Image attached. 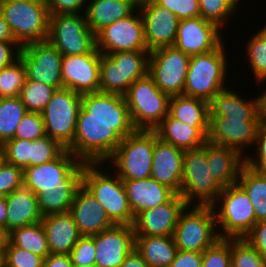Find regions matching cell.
I'll return each mask as SVG.
<instances>
[{"label":"cell","instance_id":"cell-1","mask_svg":"<svg viewBox=\"0 0 266 267\" xmlns=\"http://www.w3.org/2000/svg\"><path fill=\"white\" fill-rule=\"evenodd\" d=\"M84 163L66 149L53 161L23 170V185L37 195L42 216L69 212Z\"/></svg>","mask_w":266,"mask_h":267},{"label":"cell","instance_id":"cell-2","mask_svg":"<svg viewBox=\"0 0 266 267\" xmlns=\"http://www.w3.org/2000/svg\"><path fill=\"white\" fill-rule=\"evenodd\" d=\"M135 130L132 121L85 120V110L81 107L68 150L82 162L105 163L122 139Z\"/></svg>","mask_w":266,"mask_h":267},{"label":"cell","instance_id":"cell-3","mask_svg":"<svg viewBox=\"0 0 266 267\" xmlns=\"http://www.w3.org/2000/svg\"><path fill=\"white\" fill-rule=\"evenodd\" d=\"M102 164L84 163L82 184L98 200L115 225H133L135 216L122 180L116 173L112 176V173L102 171Z\"/></svg>","mask_w":266,"mask_h":267},{"label":"cell","instance_id":"cell-4","mask_svg":"<svg viewBox=\"0 0 266 267\" xmlns=\"http://www.w3.org/2000/svg\"><path fill=\"white\" fill-rule=\"evenodd\" d=\"M0 11L21 47L47 40L50 14L46 0H0Z\"/></svg>","mask_w":266,"mask_h":267},{"label":"cell","instance_id":"cell-5","mask_svg":"<svg viewBox=\"0 0 266 267\" xmlns=\"http://www.w3.org/2000/svg\"><path fill=\"white\" fill-rule=\"evenodd\" d=\"M223 44L211 52L190 56L183 95L209 102L227 88L224 83L228 74V59Z\"/></svg>","mask_w":266,"mask_h":267},{"label":"cell","instance_id":"cell-6","mask_svg":"<svg viewBox=\"0 0 266 267\" xmlns=\"http://www.w3.org/2000/svg\"><path fill=\"white\" fill-rule=\"evenodd\" d=\"M154 146V130H135L122 139L107 160L121 180L146 179L151 175Z\"/></svg>","mask_w":266,"mask_h":267},{"label":"cell","instance_id":"cell-7","mask_svg":"<svg viewBox=\"0 0 266 267\" xmlns=\"http://www.w3.org/2000/svg\"><path fill=\"white\" fill-rule=\"evenodd\" d=\"M124 97L136 130H154L169 114L170 96L148 74L135 80Z\"/></svg>","mask_w":266,"mask_h":267},{"label":"cell","instance_id":"cell-8","mask_svg":"<svg viewBox=\"0 0 266 267\" xmlns=\"http://www.w3.org/2000/svg\"><path fill=\"white\" fill-rule=\"evenodd\" d=\"M212 208L221 226L220 238H243L257 222L252 203L238 183L223 188Z\"/></svg>","mask_w":266,"mask_h":267},{"label":"cell","instance_id":"cell-9","mask_svg":"<svg viewBox=\"0 0 266 267\" xmlns=\"http://www.w3.org/2000/svg\"><path fill=\"white\" fill-rule=\"evenodd\" d=\"M222 189L223 187L210 174L207 161V142L198 149L185 150L180 195L186 204L188 206H192V204L212 206ZM194 200L197 202L194 203Z\"/></svg>","mask_w":266,"mask_h":267},{"label":"cell","instance_id":"cell-10","mask_svg":"<svg viewBox=\"0 0 266 267\" xmlns=\"http://www.w3.org/2000/svg\"><path fill=\"white\" fill-rule=\"evenodd\" d=\"M149 51L102 54L100 92L125 95L131 84L148 74Z\"/></svg>","mask_w":266,"mask_h":267},{"label":"cell","instance_id":"cell-11","mask_svg":"<svg viewBox=\"0 0 266 267\" xmlns=\"http://www.w3.org/2000/svg\"><path fill=\"white\" fill-rule=\"evenodd\" d=\"M192 206L180 213L173 238L178 250L203 252L220 239L218 225L212 206Z\"/></svg>","mask_w":266,"mask_h":267},{"label":"cell","instance_id":"cell-12","mask_svg":"<svg viewBox=\"0 0 266 267\" xmlns=\"http://www.w3.org/2000/svg\"><path fill=\"white\" fill-rule=\"evenodd\" d=\"M47 41L63 56L91 53L96 48V35L85 13L50 14Z\"/></svg>","mask_w":266,"mask_h":267},{"label":"cell","instance_id":"cell-13","mask_svg":"<svg viewBox=\"0 0 266 267\" xmlns=\"http://www.w3.org/2000/svg\"><path fill=\"white\" fill-rule=\"evenodd\" d=\"M82 95L68 88L57 89L42 111L46 136L68 149L74 140Z\"/></svg>","mask_w":266,"mask_h":267},{"label":"cell","instance_id":"cell-14","mask_svg":"<svg viewBox=\"0 0 266 267\" xmlns=\"http://www.w3.org/2000/svg\"><path fill=\"white\" fill-rule=\"evenodd\" d=\"M189 62L190 56L174 46L161 47L149 54L148 75L170 97L182 95Z\"/></svg>","mask_w":266,"mask_h":267},{"label":"cell","instance_id":"cell-15","mask_svg":"<svg viewBox=\"0 0 266 267\" xmlns=\"http://www.w3.org/2000/svg\"><path fill=\"white\" fill-rule=\"evenodd\" d=\"M135 12L138 14L135 15ZM96 48L101 54L148 51L139 8L134 11V14L117 20L100 30L96 34Z\"/></svg>","mask_w":266,"mask_h":267},{"label":"cell","instance_id":"cell-16","mask_svg":"<svg viewBox=\"0 0 266 267\" xmlns=\"http://www.w3.org/2000/svg\"><path fill=\"white\" fill-rule=\"evenodd\" d=\"M19 58L25 66L27 80L62 88L63 55L47 40L22 46Z\"/></svg>","mask_w":266,"mask_h":267},{"label":"cell","instance_id":"cell-17","mask_svg":"<svg viewBox=\"0 0 266 267\" xmlns=\"http://www.w3.org/2000/svg\"><path fill=\"white\" fill-rule=\"evenodd\" d=\"M208 141L236 149L242 155L248 147L254 148L257 132L264 117L209 116Z\"/></svg>","mask_w":266,"mask_h":267},{"label":"cell","instance_id":"cell-18","mask_svg":"<svg viewBox=\"0 0 266 267\" xmlns=\"http://www.w3.org/2000/svg\"><path fill=\"white\" fill-rule=\"evenodd\" d=\"M101 55L95 48L91 53L63 56L62 88H68L81 95L99 92Z\"/></svg>","mask_w":266,"mask_h":267},{"label":"cell","instance_id":"cell-19","mask_svg":"<svg viewBox=\"0 0 266 267\" xmlns=\"http://www.w3.org/2000/svg\"><path fill=\"white\" fill-rule=\"evenodd\" d=\"M138 8L143 20L148 51L173 46L179 22L177 16L153 0H139Z\"/></svg>","mask_w":266,"mask_h":267},{"label":"cell","instance_id":"cell-20","mask_svg":"<svg viewBox=\"0 0 266 267\" xmlns=\"http://www.w3.org/2000/svg\"><path fill=\"white\" fill-rule=\"evenodd\" d=\"M220 29L201 16L179 20L173 46L189 56L211 52L223 43Z\"/></svg>","mask_w":266,"mask_h":267},{"label":"cell","instance_id":"cell-21","mask_svg":"<svg viewBox=\"0 0 266 267\" xmlns=\"http://www.w3.org/2000/svg\"><path fill=\"white\" fill-rule=\"evenodd\" d=\"M95 265L120 267L126 256L135 248L132 225H114L94 235Z\"/></svg>","mask_w":266,"mask_h":267},{"label":"cell","instance_id":"cell-22","mask_svg":"<svg viewBox=\"0 0 266 267\" xmlns=\"http://www.w3.org/2000/svg\"><path fill=\"white\" fill-rule=\"evenodd\" d=\"M186 206L183 197L176 193L168 202L140 212L132 225L135 236H173Z\"/></svg>","mask_w":266,"mask_h":267},{"label":"cell","instance_id":"cell-23","mask_svg":"<svg viewBox=\"0 0 266 267\" xmlns=\"http://www.w3.org/2000/svg\"><path fill=\"white\" fill-rule=\"evenodd\" d=\"M81 236H93L115 224L92 193L81 184L69 209Z\"/></svg>","mask_w":266,"mask_h":267},{"label":"cell","instance_id":"cell-24","mask_svg":"<svg viewBox=\"0 0 266 267\" xmlns=\"http://www.w3.org/2000/svg\"><path fill=\"white\" fill-rule=\"evenodd\" d=\"M185 150L161 141L155 132L151 175L180 194L182 188L183 156Z\"/></svg>","mask_w":266,"mask_h":267},{"label":"cell","instance_id":"cell-25","mask_svg":"<svg viewBox=\"0 0 266 267\" xmlns=\"http://www.w3.org/2000/svg\"><path fill=\"white\" fill-rule=\"evenodd\" d=\"M122 182L135 217L144 210L168 202L176 194L173 189L152 177Z\"/></svg>","mask_w":266,"mask_h":267},{"label":"cell","instance_id":"cell-26","mask_svg":"<svg viewBox=\"0 0 266 267\" xmlns=\"http://www.w3.org/2000/svg\"><path fill=\"white\" fill-rule=\"evenodd\" d=\"M85 120L131 121L125 97L120 94L93 92L82 94Z\"/></svg>","mask_w":266,"mask_h":267},{"label":"cell","instance_id":"cell-27","mask_svg":"<svg viewBox=\"0 0 266 267\" xmlns=\"http://www.w3.org/2000/svg\"><path fill=\"white\" fill-rule=\"evenodd\" d=\"M207 161L210 174L223 188L237 183L245 155L236 149L207 141Z\"/></svg>","mask_w":266,"mask_h":267},{"label":"cell","instance_id":"cell-28","mask_svg":"<svg viewBox=\"0 0 266 267\" xmlns=\"http://www.w3.org/2000/svg\"><path fill=\"white\" fill-rule=\"evenodd\" d=\"M209 116L264 117L263 93L256 98L246 100L227 87L209 101Z\"/></svg>","mask_w":266,"mask_h":267},{"label":"cell","instance_id":"cell-29","mask_svg":"<svg viewBox=\"0 0 266 267\" xmlns=\"http://www.w3.org/2000/svg\"><path fill=\"white\" fill-rule=\"evenodd\" d=\"M50 254H70L76 242L82 237L69 212L43 216Z\"/></svg>","mask_w":266,"mask_h":267},{"label":"cell","instance_id":"cell-30","mask_svg":"<svg viewBox=\"0 0 266 267\" xmlns=\"http://www.w3.org/2000/svg\"><path fill=\"white\" fill-rule=\"evenodd\" d=\"M7 204L6 231L41 222L38 198L24 185L5 196Z\"/></svg>","mask_w":266,"mask_h":267},{"label":"cell","instance_id":"cell-31","mask_svg":"<svg viewBox=\"0 0 266 267\" xmlns=\"http://www.w3.org/2000/svg\"><path fill=\"white\" fill-rule=\"evenodd\" d=\"M85 16L96 35L107 25L126 18L138 8L139 0H87Z\"/></svg>","mask_w":266,"mask_h":267},{"label":"cell","instance_id":"cell-32","mask_svg":"<svg viewBox=\"0 0 266 267\" xmlns=\"http://www.w3.org/2000/svg\"><path fill=\"white\" fill-rule=\"evenodd\" d=\"M154 131L161 141L183 150L198 149L208 141V137L199 128H191L170 114L161 121Z\"/></svg>","mask_w":266,"mask_h":267},{"label":"cell","instance_id":"cell-33","mask_svg":"<svg viewBox=\"0 0 266 267\" xmlns=\"http://www.w3.org/2000/svg\"><path fill=\"white\" fill-rule=\"evenodd\" d=\"M169 114L191 128H199L207 137L209 133V102L186 95L171 96Z\"/></svg>","mask_w":266,"mask_h":267},{"label":"cell","instance_id":"cell-34","mask_svg":"<svg viewBox=\"0 0 266 267\" xmlns=\"http://www.w3.org/2000/svg\"><path fill=\"white\" fill-rule=\"evenodd\" d=\"M135 249L150 267H169L178 250L173 236H135Z\"/></svg>","mask_w":266,"mask_h":267},{"label":"cell","instance_id":"cell-35","mask_svg":"<svg viewBox=\"0 0 266 267\" xmlns=\"http://www.w3.org/2000/svg\"><path fill=\"white\" fill-rule=\"evenodd\" d=\"M237 183L246 191L257 222L266 220V173L257 172L245 164Z\"/></svg>","mask_w":266,"mask_h":267},{"label":"cell","instance_id":"cell-36","mask_svg":"<svg viewBox=\"0 0 266 267\" xmlns=\"http://www.w3.org/2000/svg\"><path fill=\"white\" fill-rule=\"evenodd\" d=\"M8 240L15 246L44 259L50 254L45 229L41 222L13 229Z\"/></svg>","mask_w":266,"mask_h":267},{"label":"cell","instance_id":"cell-37","mask_svg":"<svg viewBox=\"0 0 266 267\" xmlns=\"http://www.w3.org/2000/svg\"><path fill=\"white\" fill-rule=\"evenodd\" d=\"M28 113L19 96L0 98V145L13 139L21 119Z\"/></svg>","mask_w":266,"mask_h":267},{"label":"cell","instance_id":"cell-38","mask_svg":"<svg viewBox=\"0 0 266 267\" xmlns=\"http://www.w3.org/2000/svg\"><path fill=\"white\" fill-rule=\"evenodd\" d=\"M246 56L256 82L266 80V25L248 40Z\"/></svg>","mask_w":266,"mask_h":267},{"label":"cell","instance_id":"cell-39","mask_svg":"<svg viewBox=\"0 0 266 267\" xmlns=\"http://www.w3.org/2000/svg\"><path fill=\"white\" fill-rule=\"evenodd\" d=\"M56 90L48 84L26 80L19 98L28 112L42 113Z\"/></svg>","mask_w":266,"mask_h":267},{"label":"cell","instance_id":"cell-40","mask_svg":"<svg viewBox=\"0 0 266 267\" xmlns=\"http://www.w3.org/2000/svg\"><path fill=\"white\" fill-rule=\"evenodd\" d=\"M26 80V69L20 58L0 69V98L19 96Z\"/></svg>","mask_w":266,"mask_h":267},{"label":"cell","instance_id":"cell-41","mask_svg":"<svg viewBox=\"0 0 266 267\" xmlns=\"http://www.w3.org/2000/svg\"><path fill=\"white\" fill-rule=\"evenodd\" d=\"M201 17L205 20L217 24L219 27L225 26L228 17L233 16L238 8L240 0H198Z\"/></svg>","mask_w":266,"mask_h":267},{"label":"cell","instance_id":"cell-42","mask_svg":"<svg viewBox=\"0 0 266 267\" xmlns=\"http://www.w3.org/2000/svg\"><path fill=\"white\" fill-rule=\"evenodd\" d=\"M231 267H266V259L245 239L231 238Z\"/></svg>","mask_w":266,"mask_h":267},{"label":"cell","instance_id":"cell-43","mask_svg":"<svg viewBox=\"0 0 266 267\" xmlns=\"http://www.w3.org/2000/svg\"><path fill=\"white\" fill-rule=\"evenodd\" d=\"M65 150L66 148L49 136L32 140L29 167L53 161Z\"/></svg>","mask_w":266,"mask_h":267},{"label":"cell","instance_id":"cell-44","mask_svg":"<svg viewBox=\"0 0 266 267\" xmlns=\"http://www.w3.org/2000/svg\"><path fill=\"white\" fill-rule=\"evenodd\" d=\"M44 258L13 245L9 240L2 253L3 267H43Z\"/></svg>","mask_w":266,"mask_h":267},{"label":"cell","instance_id":"cell-45","mask_svg":"<svg viewBox=\"0 0 266 267\" xmlns=\"http://www.w3.org/2000/svg\"><path fill=\"white\" fill-rule=\"evenodd\" d=\"M202 267H231V238H220L204 250Z\"/></svg>","mask_w":266,"mask_h":267},{"label":"cell","instance_id":"cell-46","mask_svg":"<svg viewBox=\"0 0 266 267\" xmlns=\"http://www.w3.org/2000/svg\"><path fill=\"white\" fill-rule=\"evenodd\" d=\"M6 162L21 169L29 167L31 157V140L11 139L3 144Z\"/></svg>","mask_w":266,"mask_h":267},{"label":"cell","instance_id":"cell-47","mask_svg":"<svg viewBox=\"0 0 266 267\" xmlns=\"http://www.w3.org/2000/svg\"><path fill=\"white\" fill-rule=\"evenodd\" d=\"M46 136L41 113L28 112L21 119L13 139L35 140Z\"/></svg>","mask_w":266,"mask_h":267},{"label":"cell","instance_id":"cell-48","mask_svg":"<svg viewBox=\"0 0 266 267\" xmlns=\"http://www.w3.org/2000/svg\"><path fill=\"white\" fill-rule=\"evenodd\" d=\"M95 245L93 236H82L70 252L74 266L95 265Z\"/></svg>","mask_w":266,"mask_h":267},{"label":"cell","instance_id":"cell-49","mask_svg":"<svg viewBox=\"0 0 266 267\" xmlns=\"http://www.w3.org/2000/svg\"><path fill=\"white\" fill-rule=\"evenodd\" d=\"M173 12L179 20L201 16L198 0H153Z\"/></svg>","mask_w":266,"mask_h":267},{"label":"cell","instance_id":"cell-50","mask_svg":"<svg viewBox=\"0 0 266 267\" xmlns=\"http://www.w3.org/2000/svg\"><path fill=\"white\" fill-rule=\"evenodd\" d=\"M23 186V169L5 162L0 169V196H7Z\"/></svg>","mask_w":266,"mask_h":267},{"label":"cell","instance_id":"cell-51","mask_svg":"<svg viewBox=\"0 0 266 267\" xmlns=\"http://www.w3.org/2000/svg\"><path fill=\"white\" fill-rule=\"evenodd\" d=\"M254 145L256 146L257 154L255 155V157L254 156L252 157V154L251 156H249V154L245 155V164L257 172L266 173V121L265 120L259 127Z\"/></svg>","mask_w":266,"mask_h":267},{"label":"cell","instance_id":"cell-52","mask_svg":"<svg viewBox=\"0 0 266 267\" xmlns=\"http://www.w3.org/2000/svg\"><path fill=\"white\" fill-rule=\"evenodd\" d=\"M49 14H79L86 11V0H46Z\"/></svg>","mask_w":266,"mask_h":267},{"label":"cell","instance_id":"cell-53","mask_svg":"<svg viewBox=\"0 0 266 267\" xmlns=\"http://www.w3.org/2000/svg\"><path fill=\"white\" fill-rule=\"evenodd\" d=\"M243 239L266 259V220L256 222Z\"/></svg>","mask_w":266,"mask_h":267},{"label":"cell","instance_id":"cell-54","mask_svg":"<svg viewBox=\"0 0 266 267\" xmlns=\"http://www.w3.org/2000/svg\"><path fill=\"white\" fill-rule=\"evenodd\" d=\"M203 252L177 250L169 267H202Z\"/></svg>","mask_w":266,"mask_h":267},{"label":"cell","instance_id":"cell-55","mask_svg":"<svg viewBox=\"0 0 266 267\" xmlns=\"http://www.w3.org/2000/svg\"><path fill=\"white\" fill-rule=\"evenodd\" d=\"M20 49L21 46L17 42L0 41V69L16 61L19 58Z\"/></svg>","mask_w":266,"mask_h":267},{"label":"cell","instance_id":"cell-56","mask_svg":"<svg viewBox=\"0 0 266 267\" xmlns=\"http://www.w3.org/2000/svg\"><path fill=\"white\" fill-rule=\"evenodd\" d=\"M43 267H73L69 254H49L43 261Z\"/></svg>","mask_w":266,"mask_h":267},{"label":"cell","instance_id":"cell-57","mask_svg":"<svg viewBox=\"0 0 266 267\" xmlns=\"http://www.w3.org/2000/svg\"><path fill=\"white\" fill-rule=\"evenodd\" d=\"M120 267H150L134 248L125 258Z\"/></svg>","mask_w":266,"mask_h":267},{"label":"cell","instance_id":"cell-58","mask_svg":"<svg viewBox=\"0 0 266 267\" xmlns=\"http://www.w3.org/2000/svg\"><path fill=\"white\" fill-rule=\"evenodd\" d=\"M0 41L4 42H16L11 30L9 28L8 23L4 19L3 14L0 11Z\"/></svg>","mask_w":266,"mask_h":267},{"label":"cell","instance_id":"cell-59","mask_svg":"<svg viewBox=\"0 0 266 267\" xmlns=\"http://www.w3.org/2000/svg\"><path fill=\"white\" fill-rule=\"evenodd\" d=\"M6 218H7V204L6 198L0 196V225L6 229Z\"/></svg>","mask_w":266,"mask_h":267},{"label":"cell","instance_id":"cell-60","mask_svg":"<svg viewBox=\"0 0 266 267\" xmlns=\"http://www.w3.org/2000/svg\"><path fill=\"white\" fill-rule=\"evenodd\" d=\"M8 232L5 227L0 225V252L3 253L4 247L8 243Z\"/></svg>","mask_w":266,"mask_h":267},{"label":"cell","instance_id":"cell-61","mask_svg":"<svg viewBox=\"0 0 266 267\" xmlns=\"http://www.w3.org/2000/svg\"><path fill=\"white\" fill-rule=\"evenodd\" d=\"M6 162V156H5V151L3 148V145H0V169Z\"/></svg>","mask_w":266,"mask_h":267},{"label":"cell","instance_id":"cell-62","mask_svg":"<svg viewBox=\"0 0 266 267\" xmlns=\"http://www.w3.org/2000/svg\"><path fill=\"white\" fill-rule=\"evenodd\" d=\"M264 92H263V112H264V120L266 121V90Z\"/></svg>","mask_w":266,"mask_h":267},{"label":"cell","instance_id":"cell-63","mask_svg":"<svg viewBox=\"0 0 266 267\" xmlns=\"http://www.w3.org/2000/svg\"><path fill=\"white\" fill-rule=\"evenodd\" d=\"M0 267H3V264H2V253L0 252Z\"/></svg>","mask_w":266,"mask_h":267},{"label":"cell","instance_id":"cell-64","mask_svg":"<svg viewBox=\"0 0 266 267\" xmlns=\"http://www.w3.org/2000/svg\"><path fill=\"white\" fill-rule=\"evenodd\" d=\"M73 267H97V266L96 265H90V266H87V265L86 266H74L73 265Z\"/></svg>","mask_w":266,"mask_h":267}]
</instances>
